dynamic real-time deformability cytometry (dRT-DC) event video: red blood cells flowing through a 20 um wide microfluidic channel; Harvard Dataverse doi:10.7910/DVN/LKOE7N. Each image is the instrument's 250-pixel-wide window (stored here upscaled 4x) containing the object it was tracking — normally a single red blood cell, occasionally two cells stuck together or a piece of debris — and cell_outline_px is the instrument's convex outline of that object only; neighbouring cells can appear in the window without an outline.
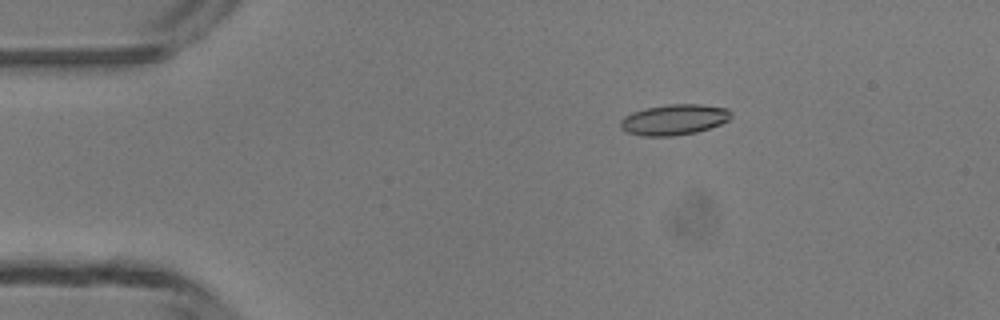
{"species": "common noctule bat (a hibernating species)", "species_latin": "Nyctalus noctula", "temperature_condition": "room temperature", "stored_images_in_passage": 3, "camera_frame_rate_fps": 3000, "um_per_image_px": 0.085, "animal": {"sex": "male", "body_mass_g": 13.3}, "frame": {"image": 1, "passage_image": 1, "time_ms": 0.0, "image_size_px": [1000, 320], "cell_outline_px": [[732, 116], [728, 120], [720, 124], [696, 132], [672, 136], [644, 136], [628, 132], [620, 128], [620, 120], [624, 116], [632, 112], [644, 108], [668, 104], [700, 104], [728, 108], [732, 112]], "centroid_in_image_um": [57.29, 10.16], "position_along_channel_um": 27.7, "area_um2": 19.83}}
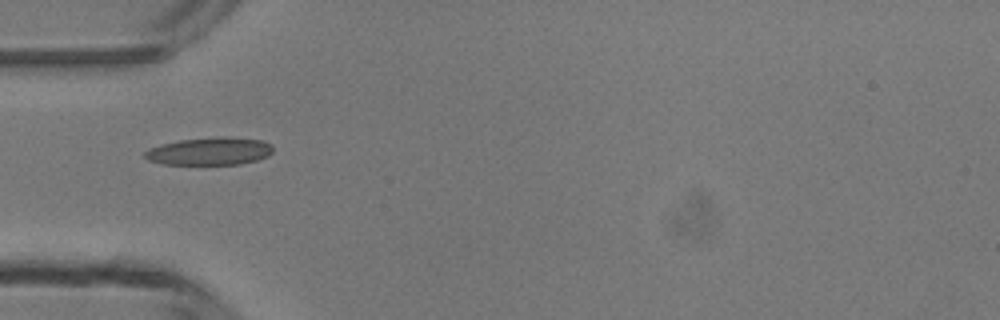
{"frame": {"image": 2, "passage_image": 3, "time_ms": 2.333, "image_size_px": [1000, 320], "cell_outline_px": [[272, 152], [268, 156], [256, 160], [240, 164], [160, 164], [148, 160], [144, 156], [144, 152], [160, 144], [180, 140], [224, 136], [228, 136], [264, 140], [272, 144]], "centroid_in_image_um": [17.85, 12.85], "position_along_channel_um": 67.1, "area_um2": 20.75}}